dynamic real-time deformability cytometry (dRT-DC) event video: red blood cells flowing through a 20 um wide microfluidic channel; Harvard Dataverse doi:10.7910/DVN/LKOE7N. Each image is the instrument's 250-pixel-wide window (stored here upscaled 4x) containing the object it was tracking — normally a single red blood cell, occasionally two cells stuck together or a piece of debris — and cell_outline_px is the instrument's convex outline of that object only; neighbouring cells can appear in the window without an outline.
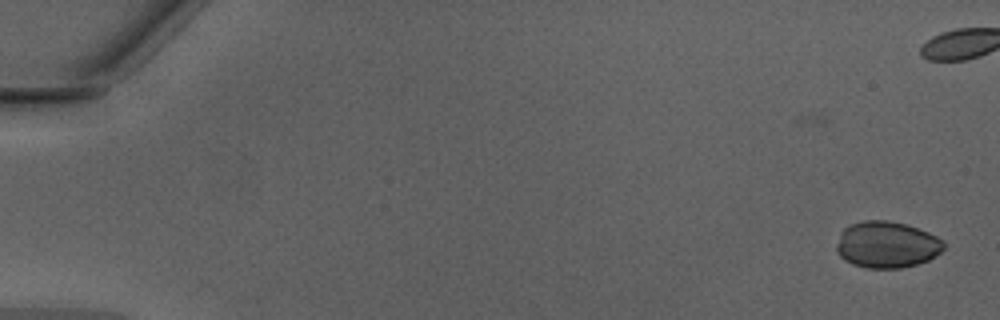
{"species": "Egyptian fruit bat (a non-hibernating species)", "species_latin": "Rousettus aegyptiacus", "temperature_condition": "warm", "stored_images_in_passage": 14, "camera_frame_rate_fps": 3000, "um_per_image_px": 0.085, "animal": {"sex": "male"}, "frame": {"image": 1, "passage_image": 1, "time_ms": 0.0, "image_size_px": [1000, 320], "cell_outline_px": [[944, 248], [940, 252], [928, 260], [916, 264], [900, 268], [868, 268], [852, 264], [844, 260], [836, 252], [836, 244], [840, 232], [848, 224], [864, 220], [888, 220], [908, 224], [928, 232], [944, 240]], "centroid_in_image_um": [75.35, 20.78], "position_along_channel_um": 9.7, "area_um2": 29.36}}